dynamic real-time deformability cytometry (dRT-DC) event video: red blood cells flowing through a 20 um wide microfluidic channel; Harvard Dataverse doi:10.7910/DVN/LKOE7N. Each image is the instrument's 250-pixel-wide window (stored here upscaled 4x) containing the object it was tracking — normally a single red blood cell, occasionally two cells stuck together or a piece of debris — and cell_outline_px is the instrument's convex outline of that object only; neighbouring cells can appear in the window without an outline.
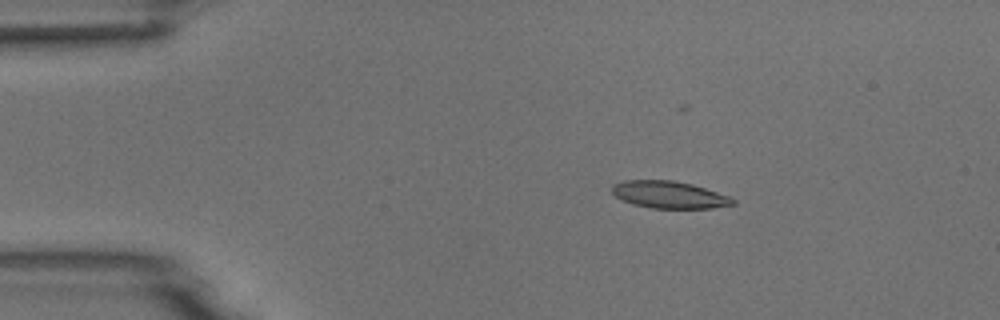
{"species": "common noctule bat (a hibernating species)", "species_latin": "Nyctalus noctula", "temperature_condition": "room temperature", "stored_images_in_passage": 6, "camera_frame_rate_fps": 3000, "um_per_image_px": 0.085, "animal": {"sex": "male", "body_mass_g": 18.8}, "frame": {"image": 1, "passage_image": 3, "time_ms": 2.333, "image_size_px": [1000, 320], "cell_outline_px": [[736, 204], [712, 208], [652, 208], [632, 204], [616, 196], [612, 192], [612, 184], [624, 180], [672, 180], [692, 184], [728, 196], [736, 200]], "centroid_in_image_um": [56.87, 16.55], "position_along_channel_um": 28.1, "area_um2": 19.02}}
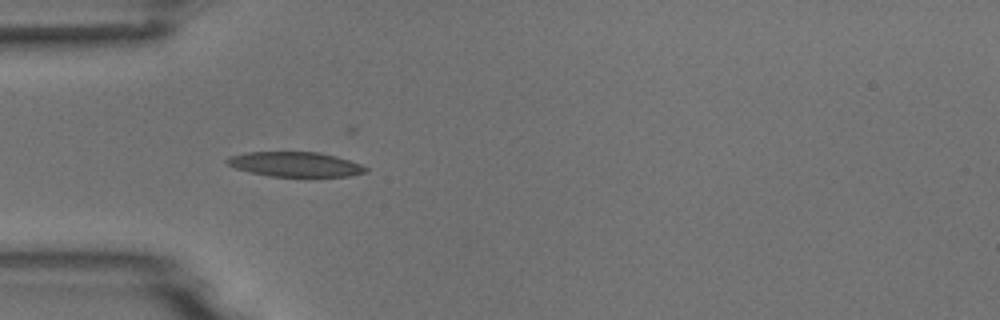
{"frame": {"image": 2, "passage_image": 5, "time_ms": 4.667, "image_size_px": [1000, 320], "cell_outline_px": [[368, 172], [348, 176], [268, 176], [248, 172], [236, 168], [228, 164], [224, 160], [228, 156], [248, 152], [316, 152], [336, 156], [360, 164], [368, 168]], "centroid_in_image_um": [25.06, 13.96], "position_along_channel_um": 59.9, "area_um2": 19.94}}